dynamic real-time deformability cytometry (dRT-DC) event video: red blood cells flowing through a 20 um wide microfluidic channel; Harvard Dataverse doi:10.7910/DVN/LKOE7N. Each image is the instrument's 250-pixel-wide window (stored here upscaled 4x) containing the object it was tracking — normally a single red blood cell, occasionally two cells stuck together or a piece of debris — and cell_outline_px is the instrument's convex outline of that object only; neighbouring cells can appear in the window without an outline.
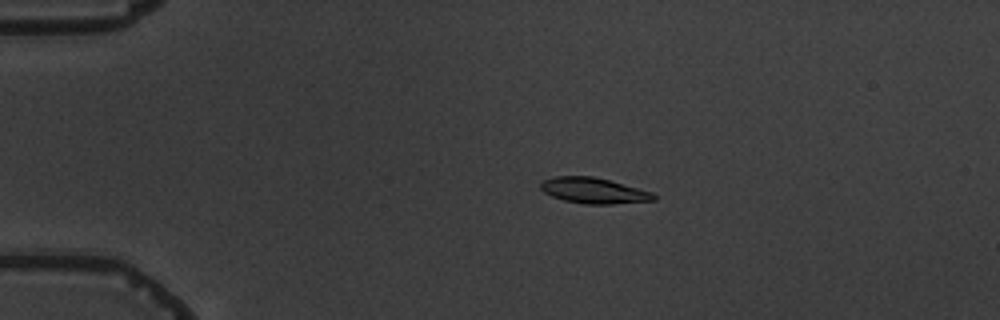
{"species": "common noctule bat (a hibernating species)", "species_latin": "Nyctalus noctula", "temperature_condition": "warm", "stored_images_in_passage": 5, "camera_frame_rate_fps": 3000, "um_per_image_px": 0.085, "animal": {"sex": "male", "body_mass_g": 19.5, "forearm_length_mm": 54.6}, "frame": {"image": 1, "passage_image": 3, "time_ms": 2.333, "image_size_px": [1000, 320], "cell_outline_px": [[656, 200], [612, 204], [584, 204], [564, 200], [552, 196], [544, 192], [540, 188], [540, 184], [544, 180], [556, 176], [592, 176], [608, 180], [652, 192], [656, 196]], "centroid_in_image_um": [50.45, 16.21], "position_along_channel_um": 34.5, "area_um2": 16.76}}
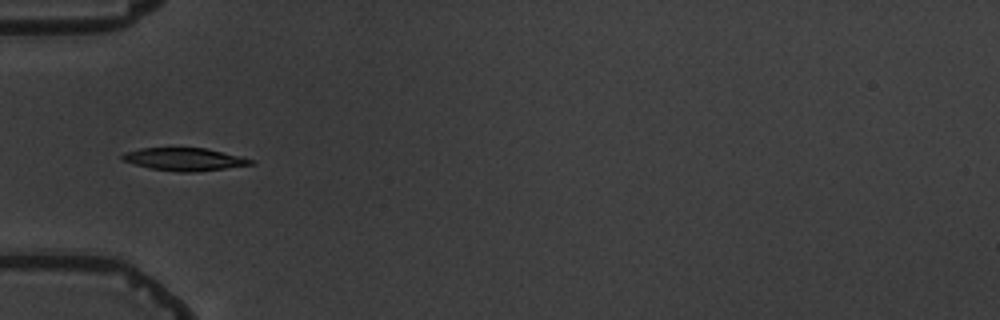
{"frame": {"image": 2, "passage_image": 5, "time_ms": 4.667, "image_size_px": [1000, 320], "cell_outline_px": [[256, 164], [196, 172], [180, 172], [152, 168], [136, 164], [124, 160], [120, 156], [124, 152], [140, 148], [204, 148], [240, 156], [252, 160]], "centroid_in_image_um": [15.69, 13.53], "position_along_channel_um": 69.3, "area_um2": 16.76}}